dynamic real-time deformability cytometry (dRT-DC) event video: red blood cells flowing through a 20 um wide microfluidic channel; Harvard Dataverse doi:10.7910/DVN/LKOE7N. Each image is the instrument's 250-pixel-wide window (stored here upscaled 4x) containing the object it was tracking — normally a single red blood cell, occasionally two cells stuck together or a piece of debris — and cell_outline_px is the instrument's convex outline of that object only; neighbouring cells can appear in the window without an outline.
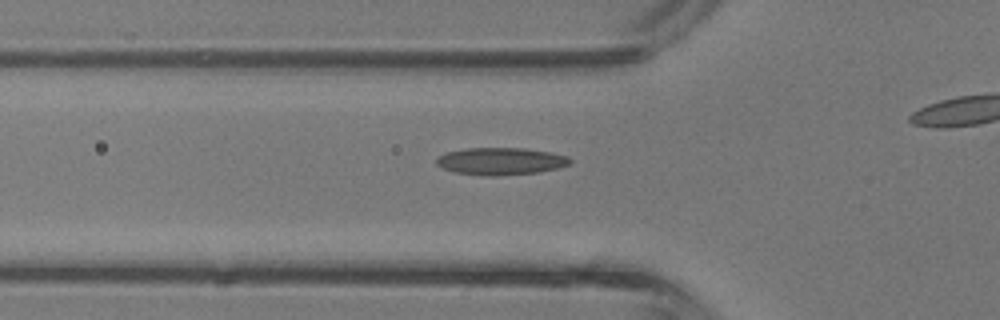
{"species": "common noctule bat (a hibernating species)", "species_latin": "Nyctalus noctula", "temperature_condition": "room temperature", "stored_images_in_passage": 24, "camera_frame_rate_fps": 3000, "um_per_image_px": 0.085, "animal": {"sex": "male", "body_mass_g": 13.3}, "frame": {"image": 1, "passage_image": 4, "time_ms": 1.0, "image_size_px": [1000, 320], "cell_outline_px": [[572, 164], [560, 168], [540, 172], [496, 176], [488, 176], [456, 172], [444, 168], [436, 164], [436, 160], [440, 156], [448, 152], [464, 148], [524, 148], [552, 152], [568, 156], [572, 160]], "centroid_in_image_um": [42.65, 13.7], "position_along_channel_um": 83.2, "area_um2": 21.33}}
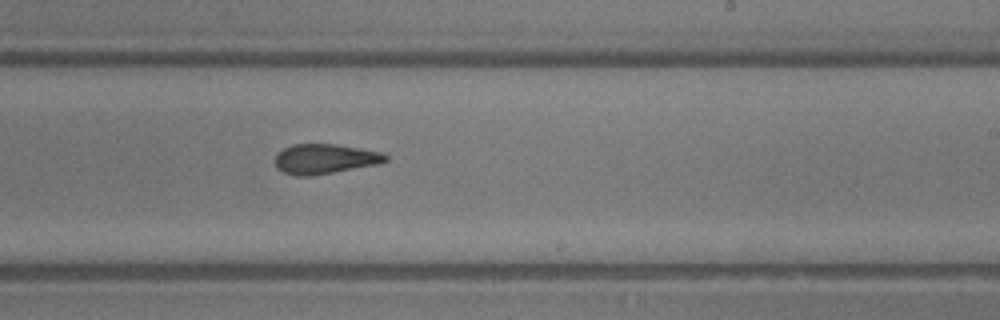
{"frame": {"image": 2, "passage_image": 15, "time_ms": 4.667, "image_size_px": [1000, 320], "cell_outline_px": [[388, 160], [376, 164], [312, 176], [296, 176], [284, 172], [276, 168], [276, 152], [292, 144], [336, 144], [384, 152], [388, 156]], "centroid_in_image_um": [27.6, 13.5], "position_along_channel_um": 261.4, "area_um2": 19.25}}
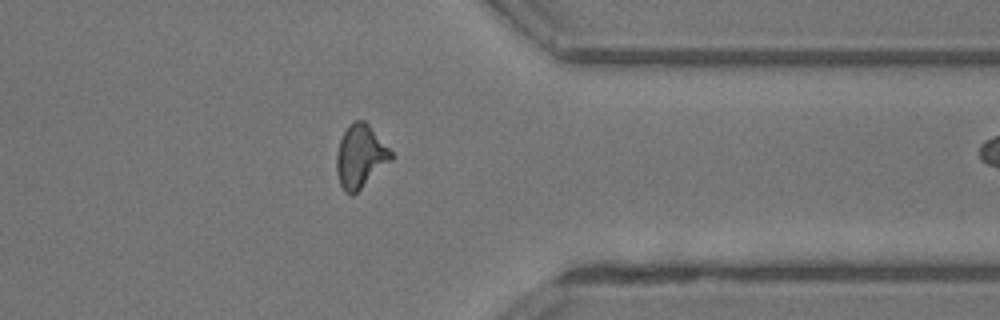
{"frame": {"image": 3, "passage_image": 23, "time_ms": 7.333, "image_size_px": [1000, 320], "cell_outline_px": [[392, 160], [352, 196], [344, 192], [340, 184], [336, 172], [336, 152], [340, 140], [348, 124], [356, 120], [364, 120], [368, 124], [392, 152]], "centroid_in_image_um": [30.6, 13.3], "position_along_channel_um": 380.8, "area_um2": 19.94}}